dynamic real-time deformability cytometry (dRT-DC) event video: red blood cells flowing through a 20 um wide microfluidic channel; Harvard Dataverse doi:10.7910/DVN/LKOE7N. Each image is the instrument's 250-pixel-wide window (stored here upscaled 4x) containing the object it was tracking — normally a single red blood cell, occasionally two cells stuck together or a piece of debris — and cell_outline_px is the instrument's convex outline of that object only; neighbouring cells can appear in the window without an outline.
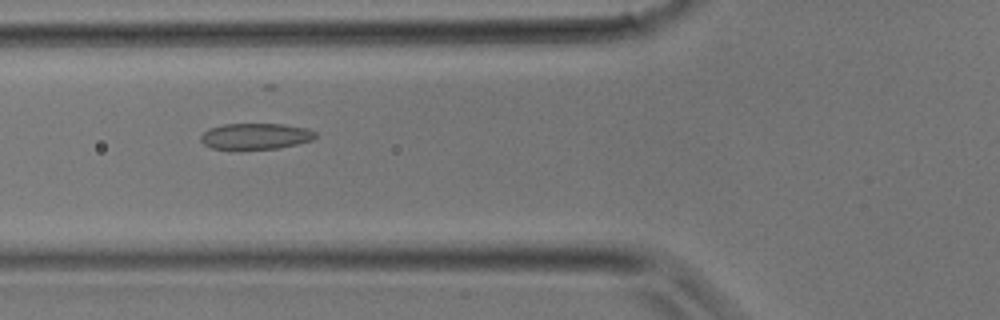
{"species": "common noctule bat (a hibernating species)", "species_latin": "Nyctalus noctula", "temperature_condition": "room temperature", "stored_images_in_passage": 24, "camera_frame_rate_fps": 3000, "um_per_image_px": 0.085, "animal": {"sex": "male", "body_mass_g": 17.9}, "frame": {"image": 1, "passage_image": 3, "time_ms": 0.667, "image_size_px": [1000, 320], "cell_outline_px": [[316, 136], [312, 140], [280, 148], [212, 148], [204, 144], [200, 140], [200, 136], [208, 128], [224, 124], [284, 124], [304, 128], [316, 132]], "centroid_in_image_um": [21.71, 11.56], "position_along_channel_um": 104.1, "area_um2": 17.11}}
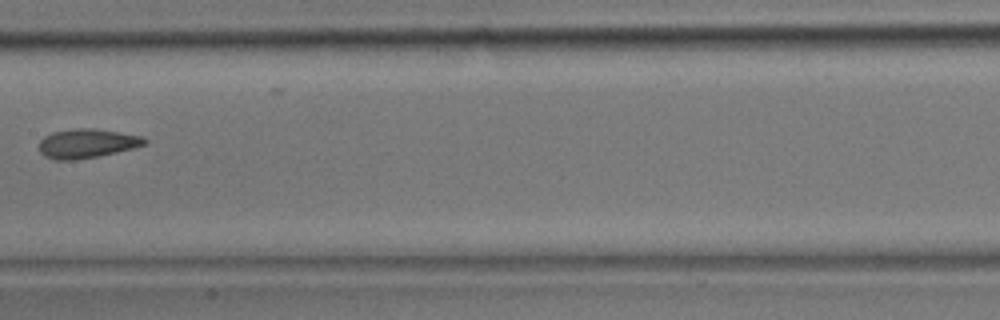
{"frame": {"image": 2, "passage_image": 8, "time_ms": 2.333, "image_size_px": [1000, 320], "cell_outline_px": [[148, 144], [100, 156], [76, 160], [56, 160], [44, 156], [40, 152], [40, 140], [44, 136], [52, 132], [76, 128], [96, 128], [144, 136], [148, 140]], "centroid_in_image_um": [7.42, 12.19], "position_along_channel_um": 200.0, "area_um2": 18.15}}
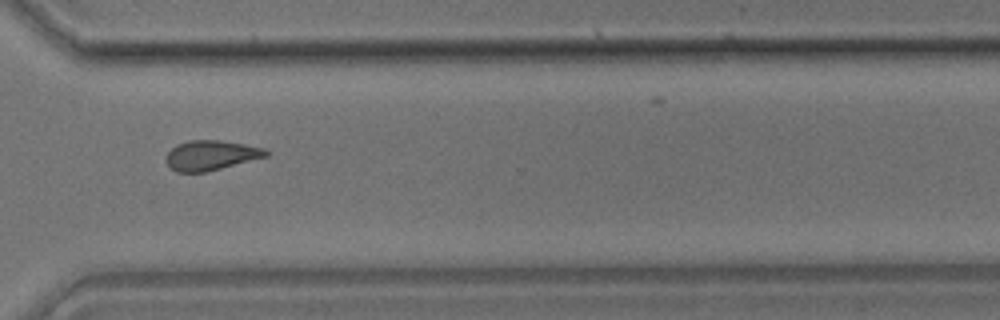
{"frame": {"image": 3, "passage_image": 16, "time_ms": 5.0, "image_size_px": [1000, 320], "cell_outline_px": [[268, 156], [204, 172], [176, 172], [168, 164], [168, 152], [176, 144], [188, 140], [220, 140], [264, 148], [268, 152]], "centroid_in_image_um": [17.93, 13.19], "position_along_channel_um": 352.7, "area_um2": 16.99}}